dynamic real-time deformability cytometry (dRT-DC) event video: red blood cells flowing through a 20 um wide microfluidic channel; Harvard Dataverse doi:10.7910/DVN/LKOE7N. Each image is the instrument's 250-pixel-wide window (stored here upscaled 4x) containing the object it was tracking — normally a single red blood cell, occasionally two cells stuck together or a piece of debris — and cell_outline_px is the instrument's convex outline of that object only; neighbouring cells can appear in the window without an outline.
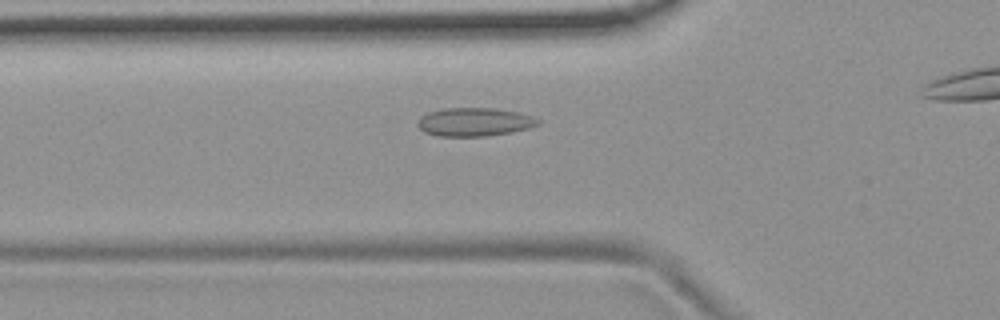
{"species": "common noctule bat (a hibernating species)", "species_latin": "Nyctalus noctula", "temperature_condition": "room temperature", "stored_images_in_passage": 37, "camera_frame_rate_fps": 3000, "um_per_image_px": 0.085, "animal": {"sex": "female", "body_mass_g": 19.9}, "frame": {"image": 1, "passage_image": 11, "time_ms": 3.333, "image_size_px": [1000, 320], "cell_outline_px": [[540, 124], [532, 128], [512, 132], [488, 136], [436, 136], [424, 132], [416, 124], [416, 120], [420, 116], [428, 112], [444, 108], [496, 108], [516, 112], [532, 116], [540, 120]], "centroid_in_image_um": [40.32, 10.37], "position_along_channel_um": 85.5, "area_um2": 20.23}}
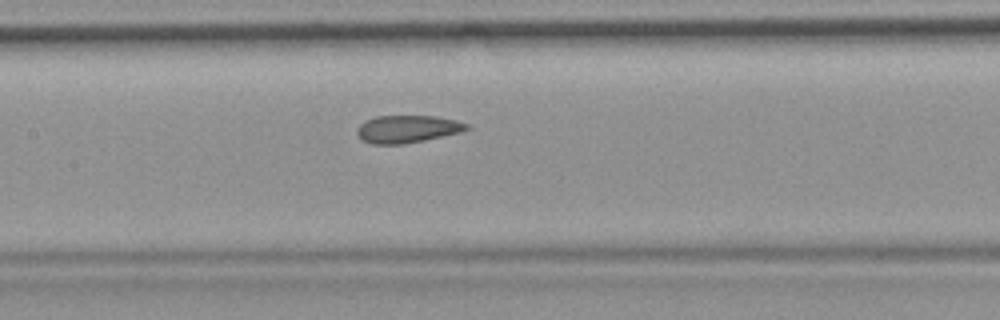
{"frame": {"image": 2, "passage_image": 18, "time_ms": 5.667, "image_size_px": [1000, 320], "cell_outline_px": [[472, 128], [460, 132], [424, 140], [404, 144], [372, 144], [364, 140], [356, 132], [356, 128], [360, 124], [376, 116], [436, 116], [456, 120], [468, 124]], "centroid_in_image_um": [34.65, 10.96], "position_along_channel_um": 172.8, "area_um2": 17.46}}
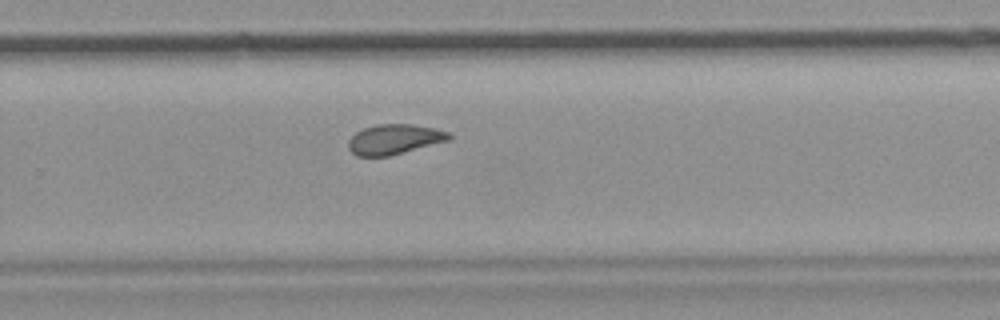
{"frame": {"image": 3, "passage_image": 28, "time_ms": 9.0, "image_size_px": [1000, 320], "cell_outline_px": [[452, 140], [388, 156], [356, 156], [348, 148], [348, 140], [356, 132], [364, 128], [376, 124], [412, 124], [432, 128], [448, 132], [452, 136]], "centroid_in_image_um": [33.52, 11.84], "position_along_channel_um": 296.3, "area_um2": 17.63}}